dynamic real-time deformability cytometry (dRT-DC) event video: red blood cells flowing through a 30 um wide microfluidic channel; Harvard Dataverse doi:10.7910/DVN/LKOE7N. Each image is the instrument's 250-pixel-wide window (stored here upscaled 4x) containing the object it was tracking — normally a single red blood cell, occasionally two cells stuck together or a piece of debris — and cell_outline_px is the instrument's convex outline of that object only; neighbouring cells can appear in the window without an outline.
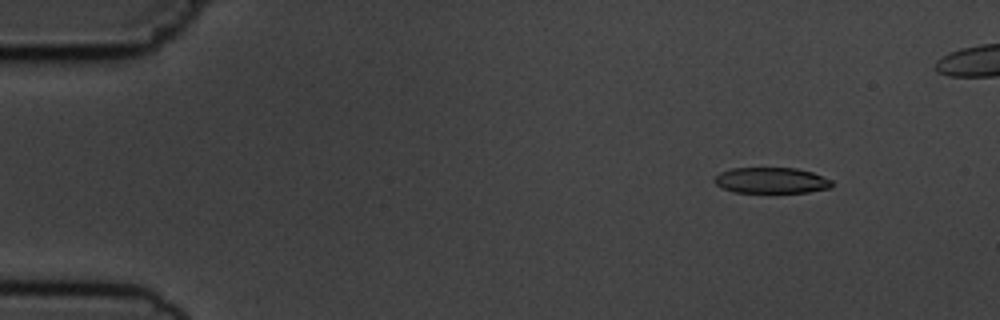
{"species": "common noctule bat (a hibernating species)", "species_latin": "Nyctalus noctula", "temperature_condition": "cold", "stored_images_in_passage": 6, "camera_frame_rate_fps": 3000, "um_per_image_px": 0.085, "animal": {"sex": "male", "body_mass_g": 19.5, "forearm_length_mm": 54.6}, "frame": {"image": 1, "passage_image": 2, "time_ms": 1.0, "image_size_px": [1000, 320], "cell_outline_px": [[832, 188], [808, 192], [732, 192], [716, 184], [712, 180], [720, 172], [732, 168], [796, 168], [812, 172], [832, 180]], "centroid_in_image_um": [65.57, 15.33], "position_along_channel_um": 19.4, "area_um2": 17.69}}
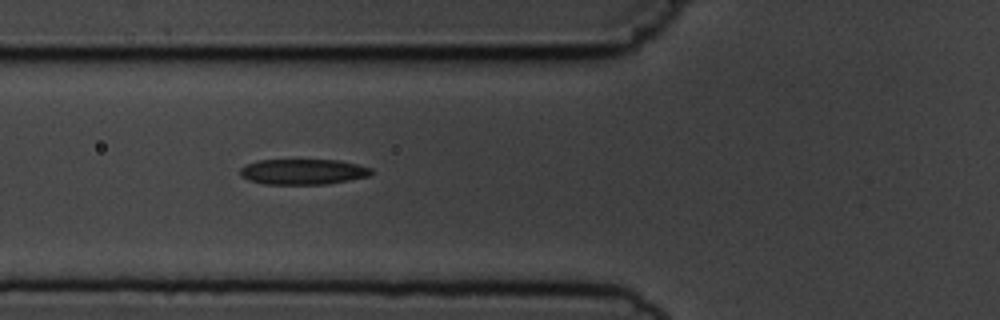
{"frame": {"image": 2, "passage_image": 6, "time_ms": 5.667, "image_size_px": [1000, 320], "cell_outline_px": [[372, 172], [368, 176], [328, 184], [264, 184], [248, 180], [240, 176], [240, 168], [244, 164], [256, 160], [340, 160], [372, 168]], "centroid_in_image_um": [25.7, 14.59], "position_along_channel_um": 100.1, "area_um2": 19.59}}